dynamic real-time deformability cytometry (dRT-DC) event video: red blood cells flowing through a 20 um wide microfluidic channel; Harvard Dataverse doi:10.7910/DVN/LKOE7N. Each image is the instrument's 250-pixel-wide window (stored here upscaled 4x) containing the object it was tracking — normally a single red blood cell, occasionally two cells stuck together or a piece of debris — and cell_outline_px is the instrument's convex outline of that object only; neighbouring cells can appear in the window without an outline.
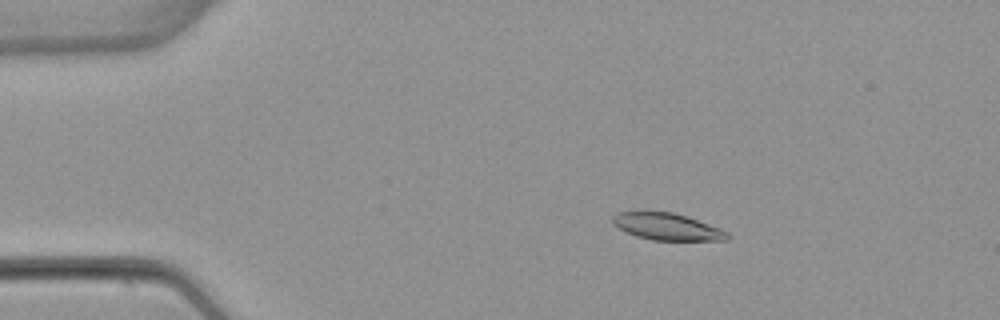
{"species": "common noctule bat (a hibernating species)", "species_latin": "Nyctalus noctula", "temperature_condition": "warm", "stored_images_in_passage": 4, "camera_frame_rate_fps": 3000, "um_per_image_px": 0.085, "animal": {"sex": "female", "body_mass_g": 22.7, "forearm_length_mm": 54.2}, "frame": {"image": 1, "passage_image": 2, "time_ms": 1.0, "image_size_px": [1000, 320], "cell_outline_px": [[728, 240], [652, 240], [636, 236], [612, 224], [612, 216], [620, 212], [672, 212], [688, 216], [720, 228], [728, 232]], "centroid_in_image_um": [56.72, 19.26], "position_along_channel_um": 28.3, "area_um2": 17.8}}
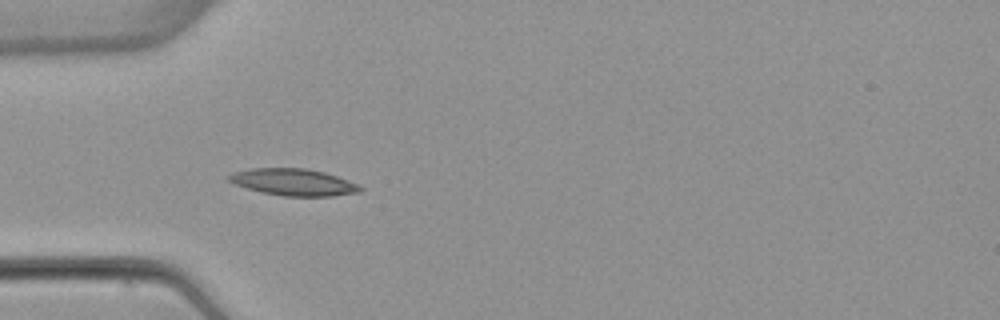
{"frame": {"image": 2, "passage_image": 3, "time_ms": 3.333, "image_size_px": [1000, 320], "cell_outline_px": [[364, 188], [360, 192], [332, 196], [284, 196], [260, 192], [236, 184], [228, 180], [224, 176], [232, 172], [252, 168], [308, 168], [324, 172], [360, 184]], "centroid_in_image_um": [24.95, 15.48], "position_along_channel_um": 60.0, "area_um2": 20.69}}
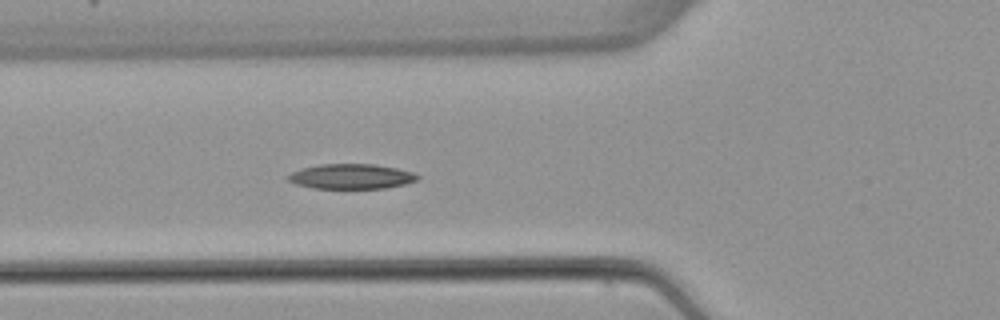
{"frame": {"image": 3, "passage_image": 4, "time_ms": 4.333, "image_size_px": [1000, 320], "cell_outline_px": [[420, 176], [416, 180], [404, 184], [384, 188], [312, 188], [296, 184], [288, 180], [284, 176], [300, 168], [320, 164], [376, 164], [396, 168], [412, 172]], "centroid_in_image_um": [29.8, 14.99], "position_along_channel_um": 96.0, "area_um2": 18.84}}